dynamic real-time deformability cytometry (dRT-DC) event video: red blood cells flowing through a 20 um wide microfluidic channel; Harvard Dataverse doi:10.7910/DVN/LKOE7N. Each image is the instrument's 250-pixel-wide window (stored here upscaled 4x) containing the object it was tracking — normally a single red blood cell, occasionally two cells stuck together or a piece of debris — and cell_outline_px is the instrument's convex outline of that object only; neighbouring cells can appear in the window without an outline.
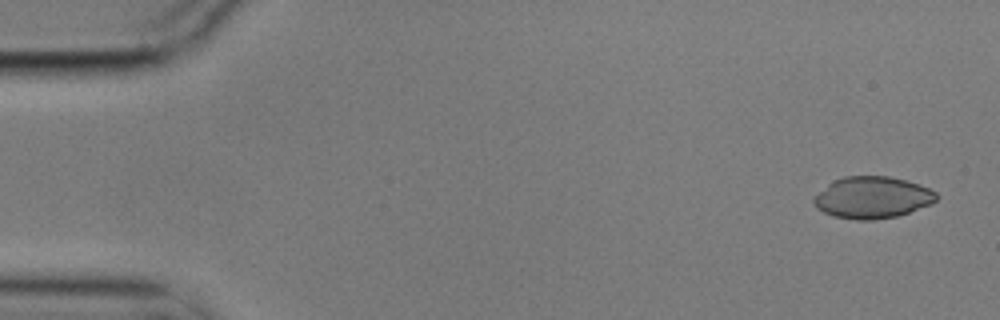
{"species": "common noctule bat (a hibernating species)", "species_latin": "Nyctalus noctula", "temperature_condition": "cold", "stored_images_in_passage": 4, "camera_frame_rate_fps": 3000, "um_per_image_px": 0.085, "animal": {"sex": "male", "body_mass_g": 17.9}, "frame": {"image": 1, "passage_image": 1, "time_ms": 0.0, "image_size_px": [1000, 320], "cell_outline_px": [[936, 200], [932, 204], [896, 216], [872, 220], [856, 220], [832, 216], [816, 208], [812, 200], [828, 184], [844, 176], [888, 176], [920, 184], [936, 192]], "centroid_in_image_um": [74.15, 16.79], "position_along_channel_um": 10.9, "area_um2": 29.59}}
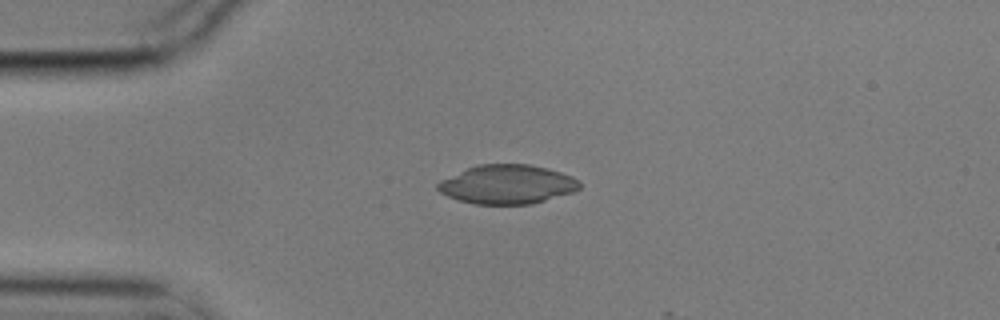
{"frame": {"image": 2, "passage_image": 3, "time_ms": 0.667, "image_size_px": [1000, 320], "cell_outline_px": [[580, 188], [572, 192], [532, 204], [476, 204], [460, 200], [448, 196], [440, 192], [436, 188], [436, 184], [440, 180], [476, 164], [528, 164], [548, 168], [572, 176], [580, 180]], "centroid_in_image_um": [43.11, 15.66], "position_along_channel_um": 41.9, "area_um2": 32.25}}